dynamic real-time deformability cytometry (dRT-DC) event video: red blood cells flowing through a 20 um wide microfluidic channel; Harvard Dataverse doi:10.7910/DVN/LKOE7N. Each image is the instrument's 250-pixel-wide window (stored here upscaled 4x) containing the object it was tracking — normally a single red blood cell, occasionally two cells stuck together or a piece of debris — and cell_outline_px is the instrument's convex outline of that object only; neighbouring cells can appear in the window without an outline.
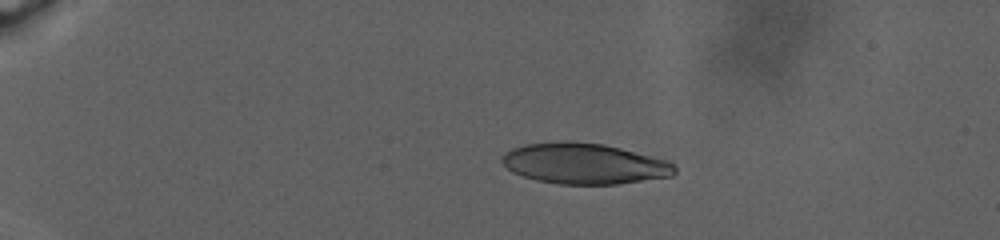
{"species": "human", "species_latin": "Homo sapiens", "temperature_condition": "warm", "stored_images_in_passage": 23, "camera_frame_rate_fps": 3000, "um_per_image_px": 0.085, "donor": {"sex": "male"}, "frame": {"image": 1, "passage_image": 1, "time_ms": 0.0, "image_size_px": [1000, 240], "cell_outline_px": [[676, 172], [672, 176], [616, 184], [560, 184], [536, 180], [512, 172], [500, 160], [512, 148], [524, 144], [564, 140], [568, 140], [604, 144], [668, 160], [676, 168]], "centroid_in_image_um": [49.66, 13.89], "position_along_channel_um": 35.3, "area_um2": 40.98}}
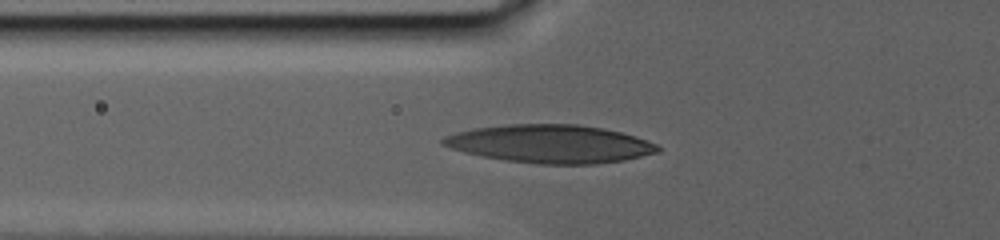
{"frame": {"image": 2, "passage_image": 19, "time_ms": 5.667, "image_size_px": [1000, 240], "cell_outline_px": [[660, 152], [624, 160], [596, 164], [540, 164], [504, 160], [464, 152], [440, 144], [440, 140], [444, 136], [456, 132], [472, 128], [508, 124], [576, 124], [604, 128], [636, 136], [656, 144], [660, 148]], "centroid_in_image_um": [46.77, 12.22], "position_along_channel_um": 79.0, "area_um2": 47.8}}